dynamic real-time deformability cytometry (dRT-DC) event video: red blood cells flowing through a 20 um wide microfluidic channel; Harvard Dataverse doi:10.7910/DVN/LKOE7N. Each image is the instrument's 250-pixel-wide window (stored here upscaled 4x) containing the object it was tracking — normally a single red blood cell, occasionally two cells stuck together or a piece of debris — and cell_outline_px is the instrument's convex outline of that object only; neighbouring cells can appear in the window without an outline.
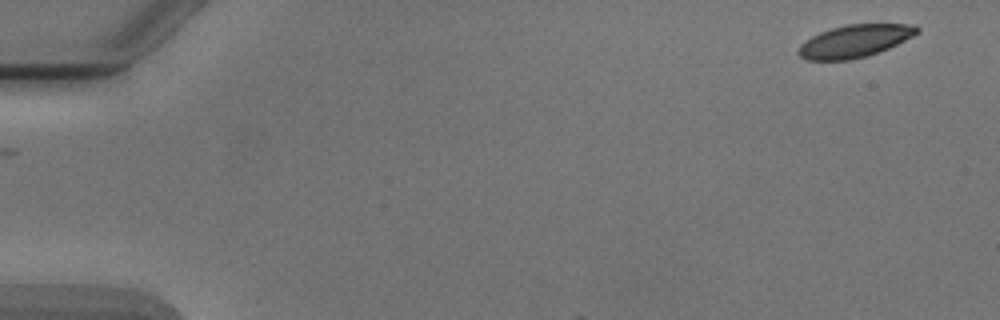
{"species": "Egyptian fruit bat (a non-hibernating species)", "species_latin": "Rousettus aegyptiacus", "temperature_condition": "cold", "stored_images_in_passage": 4, "camera_frame_rate_fps": 3000, "um_per_image_px": 0.085, "animal": {"sex": "male"}, "frame": {"image": 1, "passage_image": 1, "time_ms": 0.0, "image_size_px": [1000, 320], "cell_outline_px": [[920, 32], [888, 48], [864, 56], [848, 60], [808, 60], [800, 56], [796, 52], [800, 44], [812, 36], [820, 32], [844, 24], [916, 24], [920, 28]], "centroid_in_image_um": [72.64, 3.47], "position_along_channel_um": 12.4, "area_um2": 22.31}}